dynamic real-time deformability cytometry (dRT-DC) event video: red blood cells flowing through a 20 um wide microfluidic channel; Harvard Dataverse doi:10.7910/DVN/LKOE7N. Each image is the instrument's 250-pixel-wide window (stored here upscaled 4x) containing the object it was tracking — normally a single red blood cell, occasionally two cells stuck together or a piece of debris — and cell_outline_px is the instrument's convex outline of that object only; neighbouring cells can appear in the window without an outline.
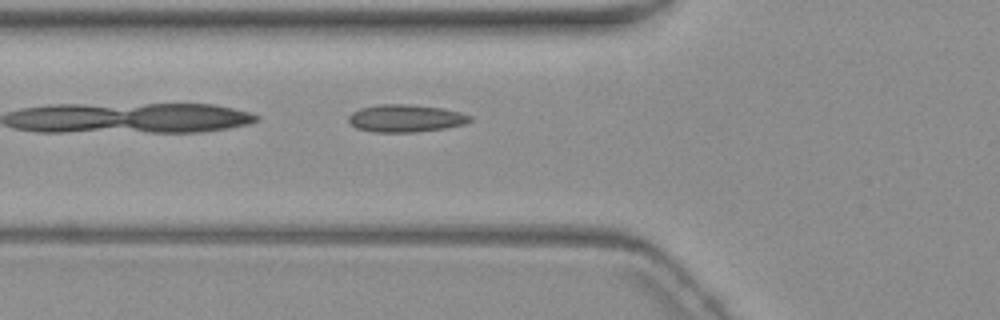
{"species": "common noctule bat (a hibernating species)", "species_latin": "Nyctalus noctula", "temperature_condition": "warm", "stored_images_in_passage": 5, "camera_frame_rate_fps": 3000, "um_per_image_px": 0.085, "animal": {"sex": "female", "body_mass_g": 19.3, "forearm_length_mm": 54.1}, "frame": {"image": 1, "passage_image": 5, "time_ms": 5.667, "image_size_px": [1000, 320], "cell_outline_px": [[472, 120], [464, 124], [444, 128], [416, 132], [372, 132], [356, 128], [348, 120], [348, 116], [352, 112], [360, 108], [380, 104], [408, 104], [444, 108], [460, 112], [472, 116]], "centroid_in_image_um": [34.48, 10.05], "position_along_channel_um": 91.3, "area_um2": 19.54}}